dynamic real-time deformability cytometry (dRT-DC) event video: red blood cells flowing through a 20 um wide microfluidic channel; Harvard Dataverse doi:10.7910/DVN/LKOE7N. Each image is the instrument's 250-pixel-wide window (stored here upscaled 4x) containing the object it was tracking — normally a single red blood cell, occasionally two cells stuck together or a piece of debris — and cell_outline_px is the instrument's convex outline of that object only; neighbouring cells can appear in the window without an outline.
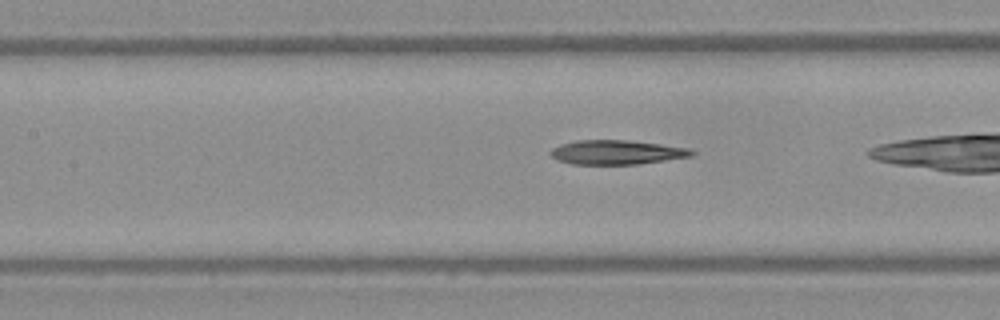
{"species": "Egyptian fruit bat (a non-hibernating species)", "species_latin": "Rousettus aegyptiacus", "temperature_condition": "warm", "stored_images_in_passage": 27, "camera_frame_rate_fps": 3000, "um_per_image_px": 0.085, "frame": {"image": 1, "passage_image": 16, "time_ms": 5.0, "image_size_px": [1000, 320], "cell_outline_px": [[696, 152], [692, 156], [636, 164], [572, 164], [556, 160], [548, 152], [552, 148], [560, 144], [576, 140], [628, 140], [692, 148]], "centroid_in_image_um": [52.4, 12.94], "position_along_channel_um": 155.0, "area_um2": 20.06}}